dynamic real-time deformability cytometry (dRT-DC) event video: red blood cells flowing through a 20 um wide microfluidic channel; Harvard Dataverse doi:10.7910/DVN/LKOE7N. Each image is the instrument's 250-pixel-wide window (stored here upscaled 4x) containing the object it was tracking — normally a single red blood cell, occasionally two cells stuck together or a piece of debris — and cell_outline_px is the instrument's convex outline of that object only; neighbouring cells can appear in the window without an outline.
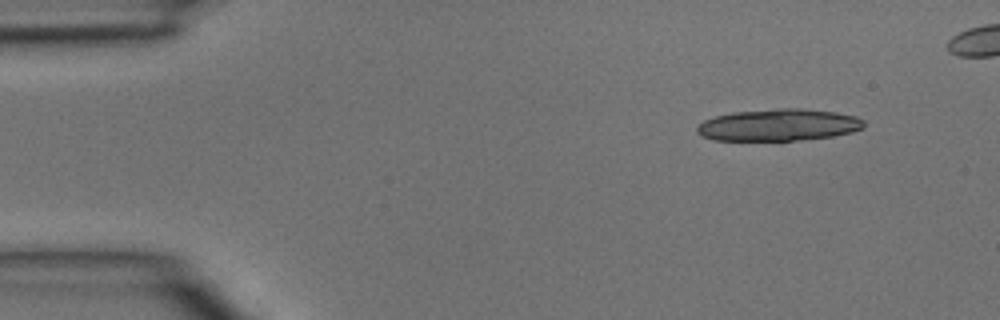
{"species": "common noctule bat (a hibernating species)", "species_latin": "Nyctalus noctula", "temperature_condition": "room temperature", "stored_images_in_passage": 3, "camera_frame_rate_fps": 3000, "um_per_image_px": 0.085, "animal": {"sex": "male", "body_mass_g": 15.6}, "frame": {"image": 1, "passage_image": 1, "time_ms": 0.0, "image_size_px": [1000, 320], "cell_outline_px": [[864, 128], [852, 132], [832, 136], [796, 140], [712, 140], [700, 136], [696, 132], [696, 124], [704, 120], [716, 116], [732, 112], [776, 108], [804, 108], [836, 112], [856, 116], [864, 120]], "centroid_in_image_um": [66.15, 10.61], "position_along_channel_um": 18.8, "area_um2": 31.33}}